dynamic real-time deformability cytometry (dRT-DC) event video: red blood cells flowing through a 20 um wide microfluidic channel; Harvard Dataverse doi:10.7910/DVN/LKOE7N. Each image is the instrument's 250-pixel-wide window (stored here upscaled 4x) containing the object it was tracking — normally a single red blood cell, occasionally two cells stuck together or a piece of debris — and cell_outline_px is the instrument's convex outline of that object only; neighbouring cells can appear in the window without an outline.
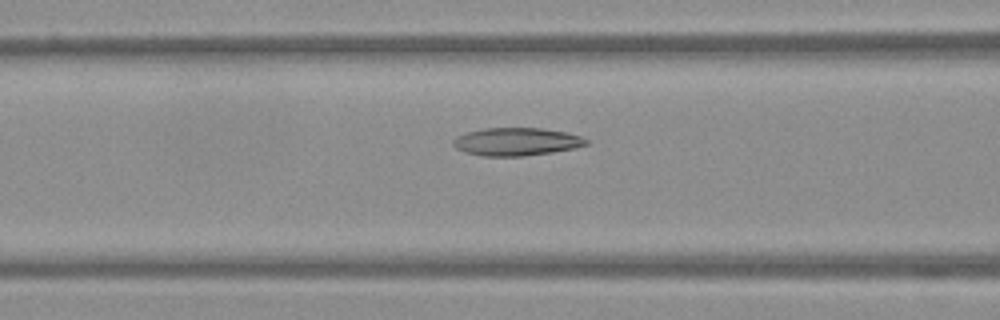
{"species": "Egyptian fruit bat (a non-hibernating species)", "species_latin": "Rousettus aegyptiacus", "temperature_condition": "warm", "stored_images_in_passage": 53, "camera_frame_rate_fps": 3000, "um_per_image_px": 0.085, "frame": {"image": 1, "passage_image": 22, "time_ms": 7.0, "image_size_px": [1000, 320], "cell_outline_px": [[588, 144], [576, 148], [552, 152], [524, 156], [480, 156], [464, 152], [456, 148], [452, 144], [452, 140], [456, 136], [468, 132], [484, 128], [540, 128], [564, 132], [580, 136], [588, 140]], "centroid_in_image_um": [43.87, 12.05], "position_along_channel_um": 122.7, "area_um2": 21.68}}
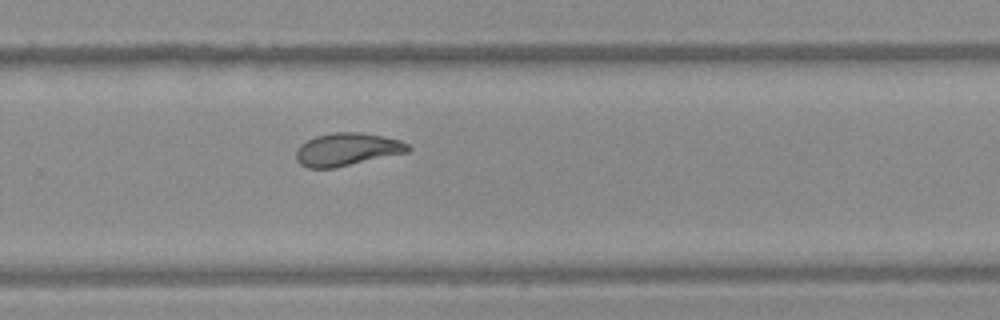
{"frame": {"image": 2, "passage_image": 36, "time_ms": 11.667, "image_size_px": [1000, 320], "cell_outline_px": [[412, 148], [408, 152], [336, 168], [308, 168], [300, 164], [296, 160], [296, 152], [300, 144], [316, 136], [332, 132], [360, 132], [384, 136], [400, 140], [408, 144]], "centroid_in_image_um": [29.51, 12.7], "position_along_channel_um": 300.3, "area_um2": 21.56}}
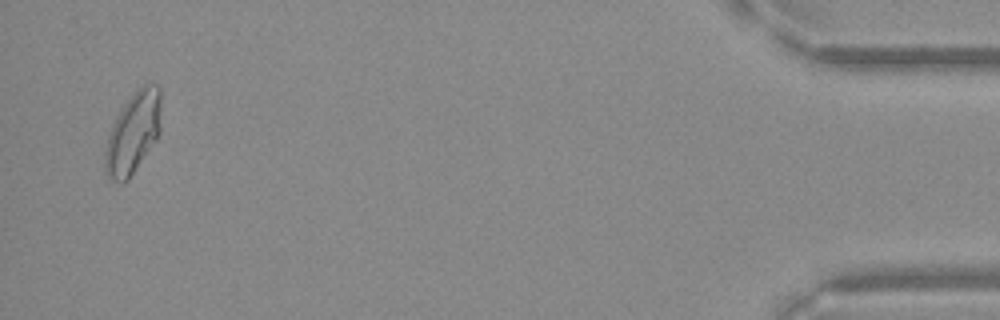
{"frame": {"image": 3, "passage_image": 52, "time_ms": 17.0, "image_size_px": [1000, 320], "cell_outline_px": [[160, 132], [156, 140], [128, 180], [120, 184], [108, 180], [104, 168], [104, 152], [108, 132], [120, 108], [136, 88], [144, 84], [156, 84], [160, 88]], "centroid_in_image_um": [11.28, 11.31], "position_along_channel_um": 423.9, "area_um2": 27.05}}